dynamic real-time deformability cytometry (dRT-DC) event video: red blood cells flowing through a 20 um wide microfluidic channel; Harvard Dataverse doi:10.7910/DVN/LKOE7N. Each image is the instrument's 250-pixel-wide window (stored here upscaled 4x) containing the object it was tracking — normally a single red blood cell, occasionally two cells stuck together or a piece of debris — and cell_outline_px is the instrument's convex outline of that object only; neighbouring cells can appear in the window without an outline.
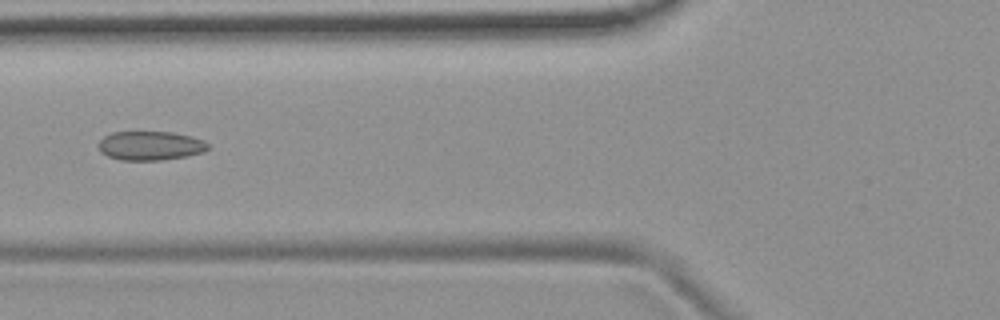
{"species": "common noctule bat (a hibernating species)", "species_latin": "Nyctalus noctula", "temperature_condition": "room temperature", "stored_images_in_passage": 9, "camera_frame_rate_fps": 3000, "um_per_image_px": 0.085, "animal": {"sex": "female", "body_mass_g": 19.9}, "frame": {"image": 1, "passage_image": 6, "time_ms": 6.667, "image_size_px": [1000, 320], "cell_outline_px": [[208, 148], [204, 152], [184, 156], [160, 160], [120, 160], [108, 156], [100, 152], [100, 140], [104, 136], [112, 132], [172, 132], [192, 136], [204, 140], [208, 144]], "centroid_in_image_um": [12.78, 12.38], "position_along_channel_um": 113.0, "area_um2": 18.44}}
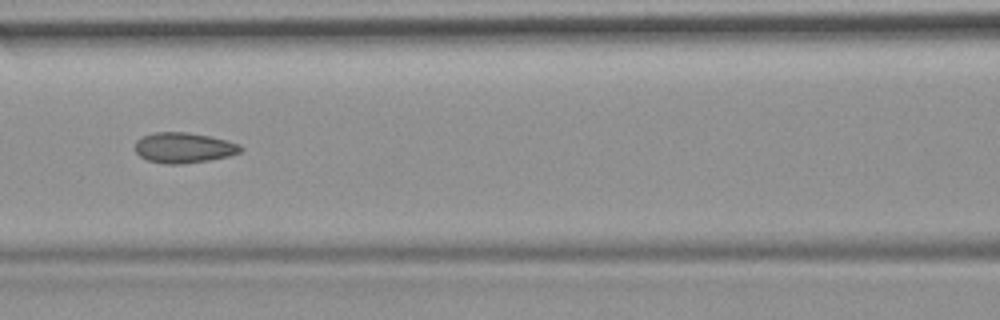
{"frame": {"image": 2, "passage_image": 7, "time_ms": 7.667, "image_size_px": [1000, 320], "cell_outline_px": [[244, 148], [240, 152], [228, 156], [208, 160], [180, 164], [164, 164], [148, 160], [140, 156], [136, 152], [136, 140], [144, 136], [156, 132], [184, 132], [208, 136], [240, 144]], "centroid_in_image_um": [15.61, 12.56], "position_along_channel_um": 151.0, "area_um2": 18.44}}
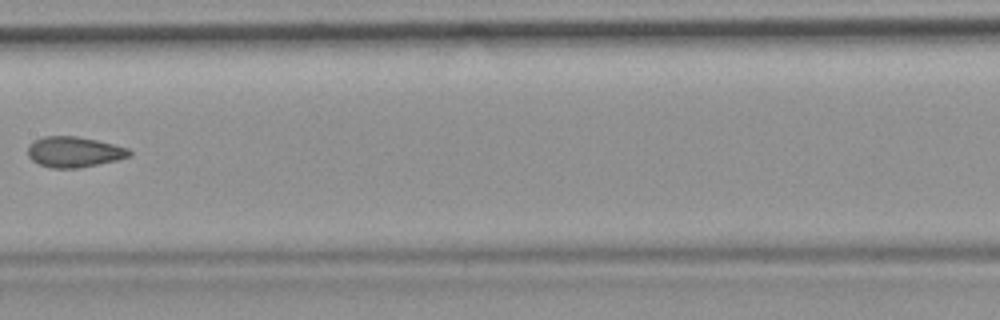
{"frame": {"image": 3, "passage_image": 8, "time_ms": 9.0, "image_size_px": [1000, 320], "cell_outline_px": [[132, 156], [116, 160], [80, 168], [52, 168], [40, 164], [32, 160], [28, 156], [28, 144], [32, 140], [44, 136], [76, 136], [96, 140], [128, 148], [132, 152]], "centroid_in_image_um": [6.28, 12.91], "position_along_channel_um": 201.1, "area_um2": 18.15}}